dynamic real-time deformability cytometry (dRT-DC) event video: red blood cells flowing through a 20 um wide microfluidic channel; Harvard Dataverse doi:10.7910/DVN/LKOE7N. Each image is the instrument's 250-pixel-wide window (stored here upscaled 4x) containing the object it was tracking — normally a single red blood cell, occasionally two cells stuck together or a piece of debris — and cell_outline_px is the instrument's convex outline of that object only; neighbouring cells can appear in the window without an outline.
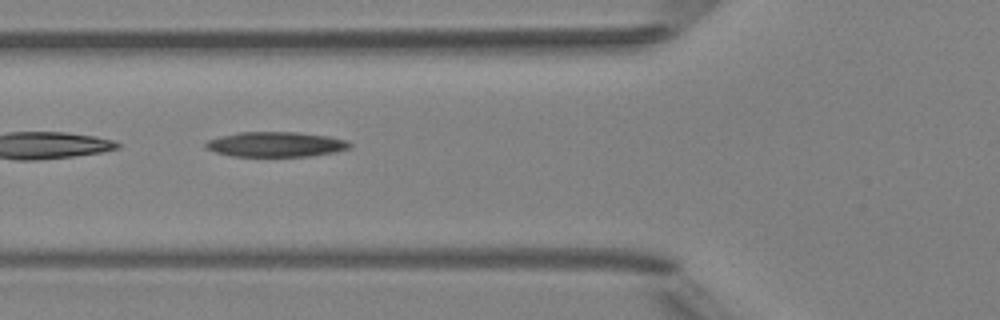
{"species": "Egyptian fruit bat (a non-hibernating species)", "species_latin": "Rousettus aegyptiacus", "temperature_condition": "room temperature", "stored_images_in_passage": 8, "camera_frame_rate_fps": 3000, "um_per_image_px": 0.085, "animal": {"sex": "female"}, "frame": {"image": 1, "passage_image": 5, "time_ms": 4.667, "image_size_px": [1000, 320], "cell_outline_px": [[352, 148], [336, 152], [312, 156], [232, 156], [216, 152], [208, 148], [204, 144], [208, 140], [220, 136], [240, 132], [296, 132], [328, 136], [344, 140], [352, 144]], "centroid_in_image_um": [23.48, 12.27], "position_along_channel_um": 102.3, "area_um2": 20.92}}
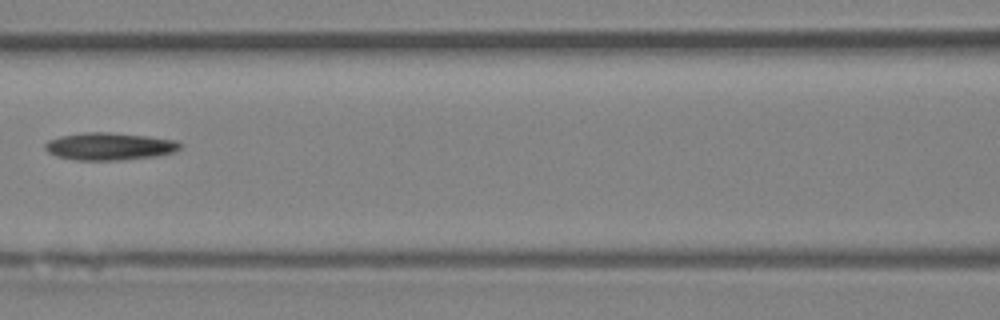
{"frame": {"image": 2, "passage_image": 6, "time_ms": 6.0, "image_size_px": [1000, 320], "cell_outline_px": [[184, 144], [176, 152], [156, 156], [120, 160], [76, 160], [56, 156], [48, 152], [44, 148], [44, 144], [48, 140], [60, 136], [84, 132], [108, 132], [148, 136], [176, 140]], "centroid_in_image_um": [9.32, 12.44], "position_along_channel_um": 157.3, "area_um2": 21.79}}
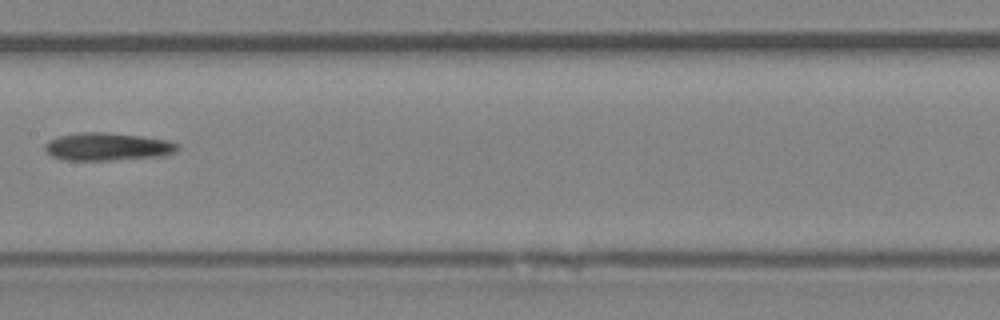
{"frame": {"image": 3, "passage_image": 7, "time_ms": 7.0, "image_size_px": [1000, 320], "cell_outline_px": [[180, 148], [176, 152], [164, 156], [112, 160], [64, 160], [52, 156], [44, 148], [44, 144], [48, 140], [60, 136], [80, 132], [108, 132], [140, 136], [168, 140], [180, 144]], "centroid_in_image_um": [9.17, 12.47], "position_along_channel_um": 198.2, "area_um2": 21.68}}